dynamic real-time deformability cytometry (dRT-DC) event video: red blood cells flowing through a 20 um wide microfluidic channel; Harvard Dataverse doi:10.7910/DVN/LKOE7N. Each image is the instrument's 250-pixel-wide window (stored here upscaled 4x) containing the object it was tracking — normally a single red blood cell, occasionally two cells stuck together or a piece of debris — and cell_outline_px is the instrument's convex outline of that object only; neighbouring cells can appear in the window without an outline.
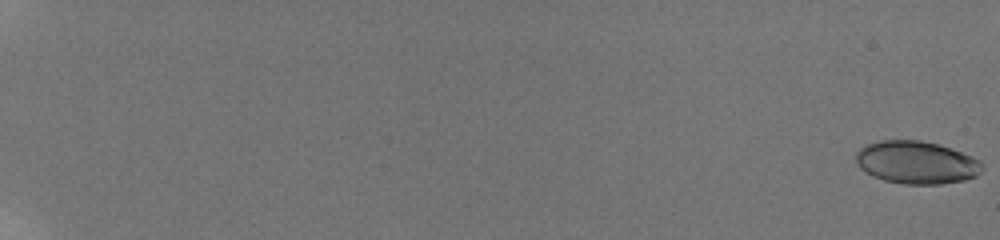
{"species": "human", "species_latin": "Homo sapiens", "temperature_condition": "room temperature", "stored_images_in_passage": 59, "camera_frame_rate_fps": 3000, "um_per_image_px": 0.085, "donor": {"sex": "male"}, "frame": {"image": 1, "passage_image": 1, "time_ms": 0.0, "image_size_px": [1000, 240], "cell_outline_px": [[984, 168], [976, 176], [964, 180], [940, 184], [904, 184], [884, 180], [872, 176], [860, 168], [856, 164], [856, 152], [864, 144], [880, 140], [920, 140], [936, 144], [972, 156], [980, 160], [984, 164]], "centroid_in_image_um": [77.88, 13.81], "position_along_channel_um": 7.1, "area_um2": 31.56}}
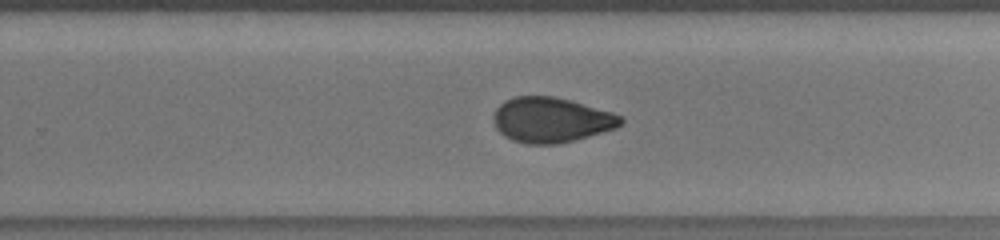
{"frame": {"image": 2, "passage_image": 43, "time_ms": 14.0, "image_size_px": [1000, 240], "cell_outline_px": [[624, 120], [616, 128], [560, 144], [528, 144], [512, 140], [504, 136], [496, 128], [492, 120], [492, 116], [496, 108], [504, 100], [516, 96], [556, 96], [572, 100], [612, 112], [624, 116]], "centroid_in_image_um": [46.84, 10.18], "position_along_channel_um": 283.0, "area_um2": 33.76}}
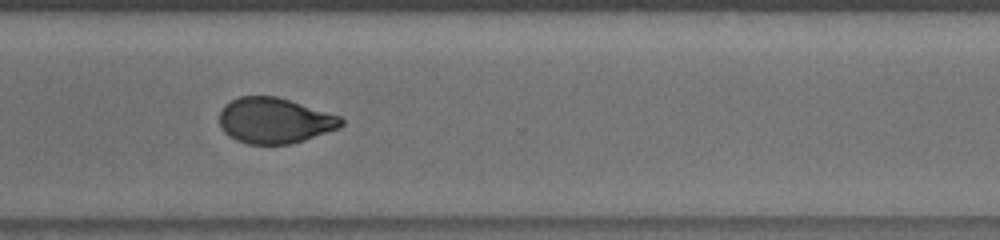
{"frame": {"image": 3, "passage_image": 48, "time_ms": 15.667, "image_size_px": [1000, 240], "cell_outline_px": [[344, 124], [340, 128], [292, 144], [248, 144], [236, 140], [228, 136], [220, 128], [220, 112], [224, 104], [240, 96], [276, 96], [340, 116], [344, 120]], "centroid_in_image_um": [23.33, 10.26], "position_along_channel_um": 347.3, "area_um2": 32.43}, "authors_computed_cell_mechanics": {"area_um2": 32.657, "velocity_mm_per_s": 3.8572, "shape_relaxation_time_tau1_ms": null, "shape_relaxation_time_tau2_ms": 1.6015, "deformation_change_tau1": null, "deformation_change_tau2": 0.0666}}